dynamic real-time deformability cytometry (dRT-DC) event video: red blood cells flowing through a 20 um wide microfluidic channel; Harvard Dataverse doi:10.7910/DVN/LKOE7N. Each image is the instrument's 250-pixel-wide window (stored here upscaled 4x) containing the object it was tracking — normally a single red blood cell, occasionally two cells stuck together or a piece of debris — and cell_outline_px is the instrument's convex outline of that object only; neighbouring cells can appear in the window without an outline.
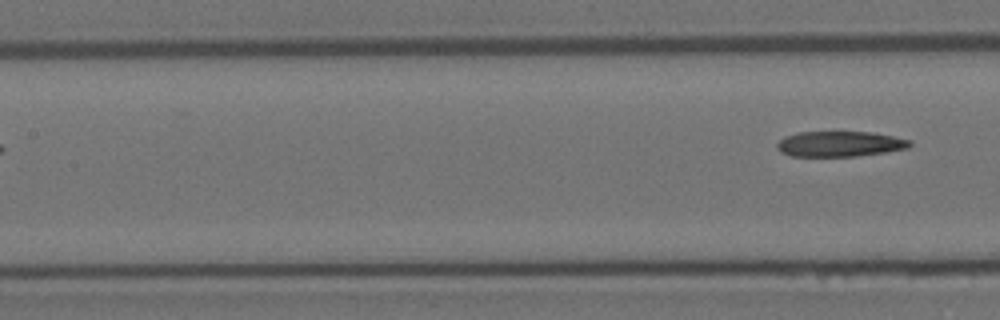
{"species": "Egyptian fruit bat (a non-hibernating species)", "species_latin": "Rousettus aegyptiacus", "temperature_condition": "room temperature", "stored_images_in_passage": 4, "segment_of_instrument_passage": [2, 2], "camera_frame_rate_fps": 3000, "um_per_image_px": 0.085, "animal": {"sex": "female"}, "frame": {"image": 1, "passage_image": 4, "time_ms": 4.333, "image_size_px": [1000, 320], "cell_outline_px": [[912, 144], [908, 148], [884, 152], [856, 156], [792, 156], [780, 152], [776, 148], [776, 144], [784, 136], [800, 132], [872, 132], [912, 140]], "centroid_in_image_um": [71.37, 12.23], "position_along_channel_um": 136.0, "area_um2": 19.65}}